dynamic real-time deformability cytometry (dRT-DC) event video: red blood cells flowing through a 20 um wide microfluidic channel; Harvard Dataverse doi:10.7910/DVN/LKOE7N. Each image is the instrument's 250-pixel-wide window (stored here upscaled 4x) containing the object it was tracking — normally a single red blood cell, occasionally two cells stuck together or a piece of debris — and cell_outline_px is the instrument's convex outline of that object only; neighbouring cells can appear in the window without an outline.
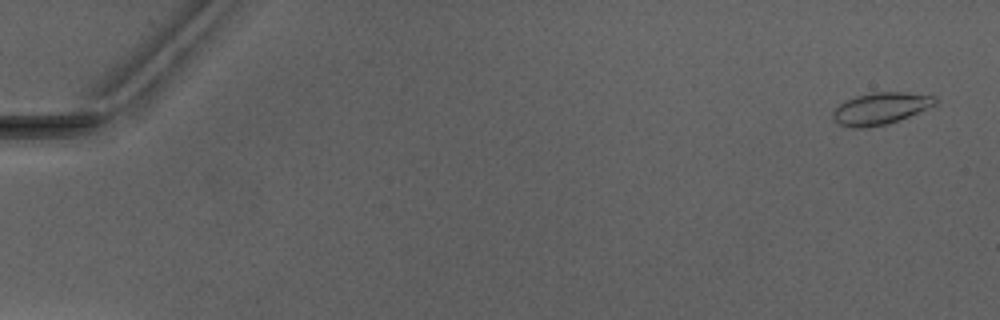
{"species": "Egyptian fruit bat (a non-hibernating species)", "species_latin": "Rousettus aegyptiacus", "temperature_condition": "warm", "stored_images_in_passage": 5, "camera_frame_rate_fps": 3000, "um_per_image_px": 0.085, "animal": {"sex": "male"}, "frame": {"image": 1, "passage_image": 1, "time_ms": 0.0, "image_size_px": [1000, 320], "cell_outline_px": [[936, 104], [900, 120], [888, 124], [868, 128], [852, 128], [840, 124], [832, 120], [832, 112], [840, 104], [856, 96], [872, 92], [908, 92], [936, 96]], "centroid_in_image_um": [74.84, 9.23], "position_along_channel_um": 10.2, "area_um2": 19.07}}
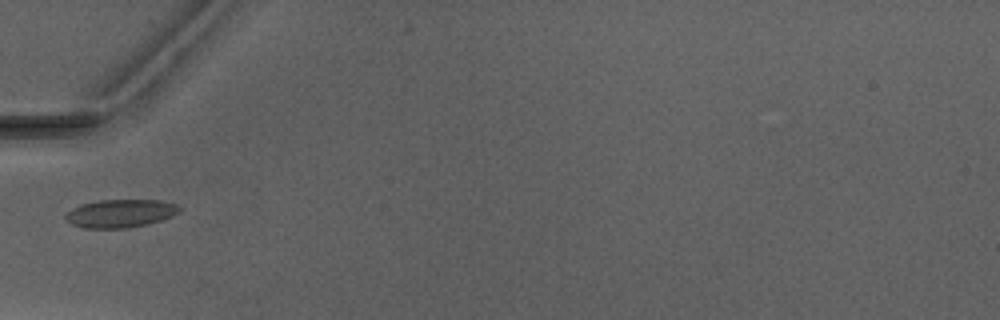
{"frame": {"image": 2, "passage_image": 5, "time_ms": 5.667, "image_size_px": [1000, 320], "cell_outline_px": [[180, 212], [172, 216], [148, 224], [128, 228], [84, 228], [72, 224], [64, 216], [68, 212], [80, 204], [100, 200], [160, 200], [180, 204]], "centroid_in_image_um": [10.28, 18.13], "position_along_channel_um": 74.7, "area_um2": 18.67}}